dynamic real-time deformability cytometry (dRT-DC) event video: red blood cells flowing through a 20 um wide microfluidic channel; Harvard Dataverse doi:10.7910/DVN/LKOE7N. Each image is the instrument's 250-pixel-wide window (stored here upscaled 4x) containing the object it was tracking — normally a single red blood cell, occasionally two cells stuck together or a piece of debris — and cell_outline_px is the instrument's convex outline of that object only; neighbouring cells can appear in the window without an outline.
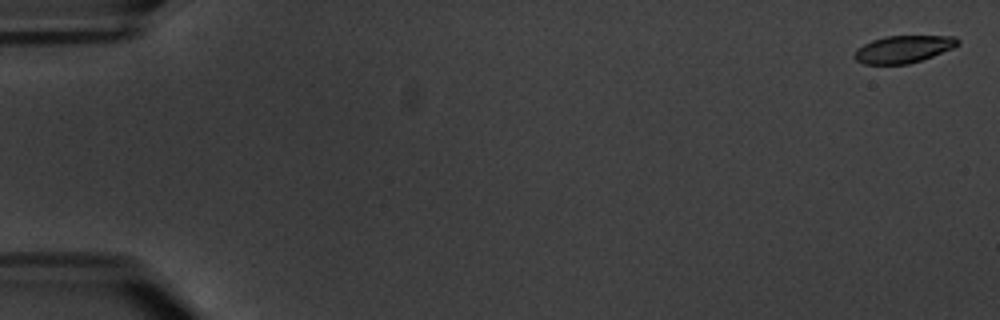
{"species": "common noctule bat (a hibernating species)", "species_latin": "Nyctalus noctula", "temperature_condition": "warm", "stored_images_in_passage": 6, "camera_frame_rate_fps": 3000, "um_per_image_px": 0.085, "animal": {"sex": "male", "body_mass_g": 20.1, "forearm_length_mm": 53.5}, "frame": {"image": 1, "passage_image": 1, "time_ms": 0.0, "image_size_px": [1000, 320], "cell_outline_px": [[960, 44], [952, 48], [932, 56], [908, 64], [864, 64], [856, 60], [852, 56], [864, 44], [872, 40], [884, 36], [956, 36], [960, 40]], "centroid_in_image_um": [76.8, 4.17], "position_along_channel_um": 8.2, "area_um2": 16.3}}
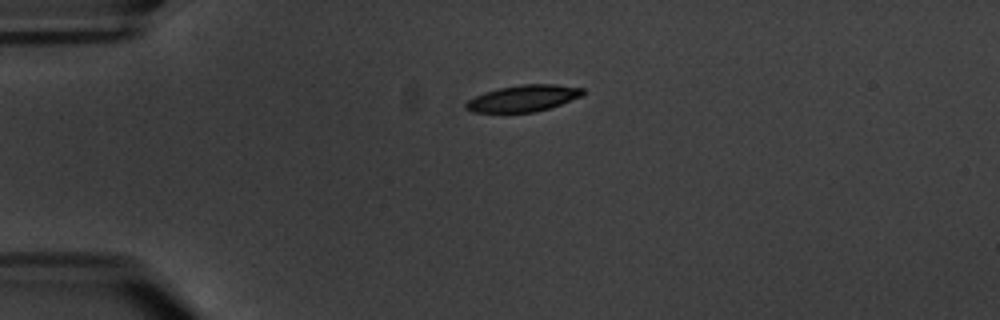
{"frame": {"image": 2, "passage_image": 5, "time_ms": 4.667, "image_size_px": [1000, 320], "cell_outline_px": [[584, 96], [536, 112], [472, 112], [464, 108], [464, 104], [468, 100], [484, 92], [500, 88], [520, 84], [556, 84], [584, 88]], "centroid_in_image_um": [44.49, 8.35], "position_along_channel_um": 40.5, "area_um2": 18.09}}
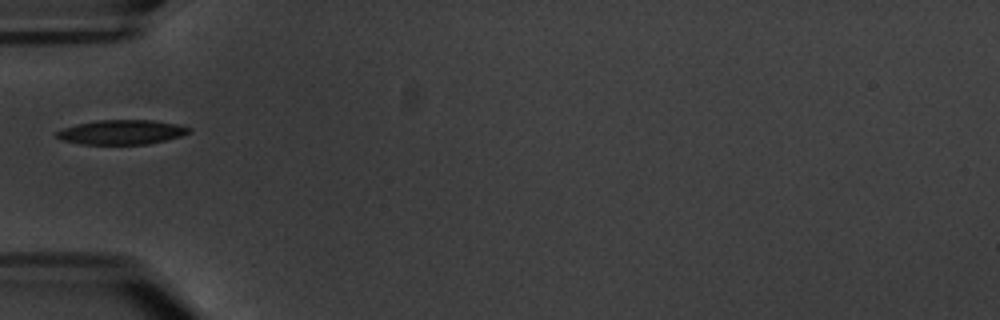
{"frame": {"image": 3, "passage_image": 6, "time_ms": 6.667, "image_size_px": [1000, 320], "cell_outline_px": [[192, 132], [180, 136], [148, 144], [80, 144], [64, 140], [56, 136], [56, 132], [64, 128], [76, 124], [96, 120], [152, 120], [176, 124], [192, 128]], "centroid_in_image_um": [10.35, 11.23], "position_along_channel_um": 74.6, "area_um2": 18.79}}